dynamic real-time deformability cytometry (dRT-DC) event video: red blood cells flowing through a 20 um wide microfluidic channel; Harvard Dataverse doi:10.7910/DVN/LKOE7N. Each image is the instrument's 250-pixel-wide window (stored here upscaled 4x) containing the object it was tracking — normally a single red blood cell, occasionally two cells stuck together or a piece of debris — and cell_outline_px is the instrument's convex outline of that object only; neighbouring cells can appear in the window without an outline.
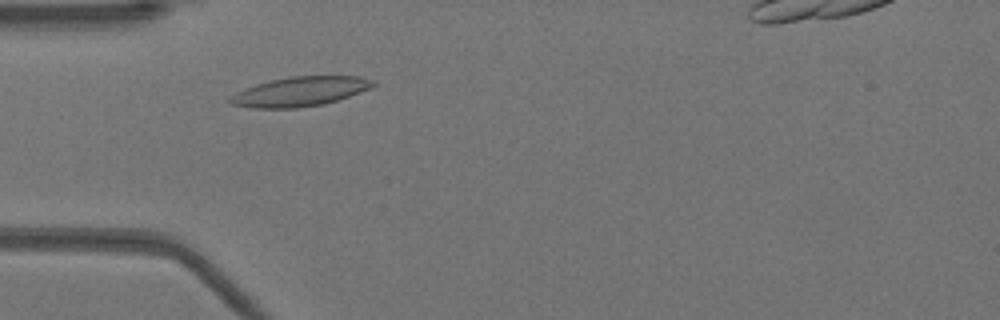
{"species": "Egyptian fruit bat (a non-hibernating species)", "species_latin": "Rousettus aegyptiacus", "temperature_condition": "warm", "stored_images_in_passage": 11, "camera_frame_rate_fps": 3000, "um_per_image_px": 0.085, "animal": {"sex": "female"}, "frame": {"image": 1, "passage_image": 8, "time_ms": 2.333, "image_size_px": [1000, 320], "cell_outline_px": [[376, 84], [360, 92], [324, 104], [296, 108], [252, 108], [232, 104], [228, 100], [236, 92], [244, 88], [256, 84], [272, 80], [292, 76], [360, 76], [376, 80]], "centroid_in_image_um": [25.51, 7.77], "position_along_channel_um": 59.5, "area_um2": 24.39}}
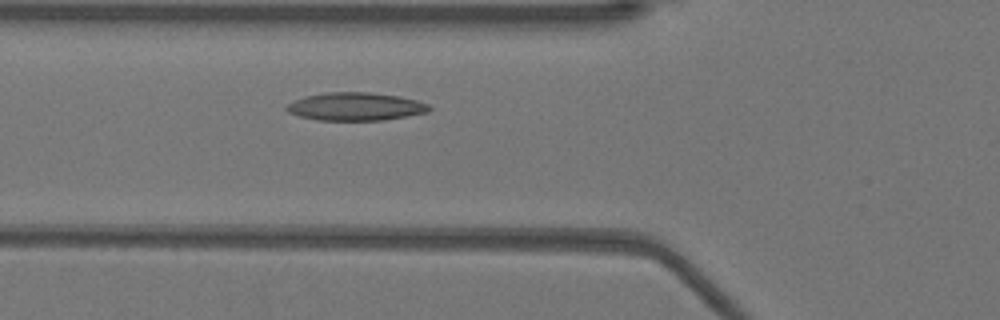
{"frame": {"image": 2, "passage_image": 11, "time_ms": 3.333, "image_size_px": [1000, 320], "cell_outline_px": [[432, 108], [428, 112], [384, 120], [316, 120], [300, 116], [288, 112], [284, 108], [288, 104], [304, 96], [324, 92], [368, 92], [400, 96], [416, 100], [428, 104]], "centroid_in_image_um": [30.22, 9.05], "position_along_channel_um": 95.6, "area_um2": 23.29}}